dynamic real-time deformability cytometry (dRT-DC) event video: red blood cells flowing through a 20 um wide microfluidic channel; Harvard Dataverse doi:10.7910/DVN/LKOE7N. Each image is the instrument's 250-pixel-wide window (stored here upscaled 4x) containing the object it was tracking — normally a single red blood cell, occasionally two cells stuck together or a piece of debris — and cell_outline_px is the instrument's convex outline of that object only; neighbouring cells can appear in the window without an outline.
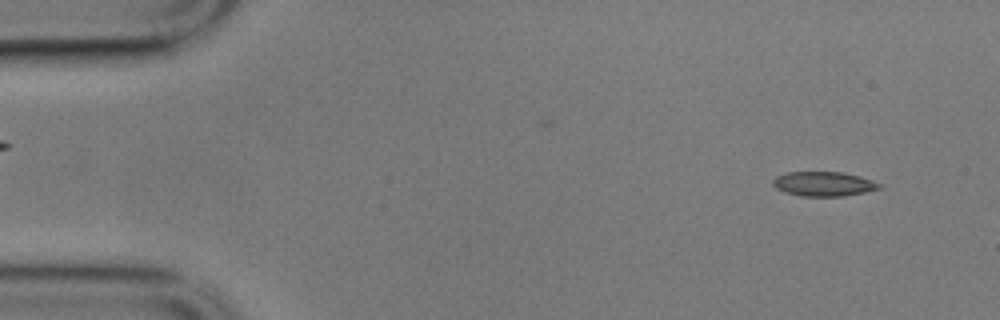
{"species": "common noctule bat (a hibernating species)", "species_latin": "Nyctalus noctula", "temperature_condition": "cold", "stored_images_in_passage": 5, "camera_frame_rate_fps": 3000, "um_per_image_px": 0.085, "animal": {"sex": "male", "body_mass_g": 17.9}, "frame": {"image": 1, "passage_image": 2, "time_ms": 0.333, "image_size_px": [1000, 320], "cell_outline_px": [[884, 184], [880, 188], [864, 192], [844, 196], [800, 196], [784, 192], [776, 188], [772, 184], [772, 180], [776, 176], [788, 172], [840, 172], [860, 176]], "centroid_in_image_um": [70.01, 15.63], "position_along_channel_um": 15.0, "area_um2": 15.26}}